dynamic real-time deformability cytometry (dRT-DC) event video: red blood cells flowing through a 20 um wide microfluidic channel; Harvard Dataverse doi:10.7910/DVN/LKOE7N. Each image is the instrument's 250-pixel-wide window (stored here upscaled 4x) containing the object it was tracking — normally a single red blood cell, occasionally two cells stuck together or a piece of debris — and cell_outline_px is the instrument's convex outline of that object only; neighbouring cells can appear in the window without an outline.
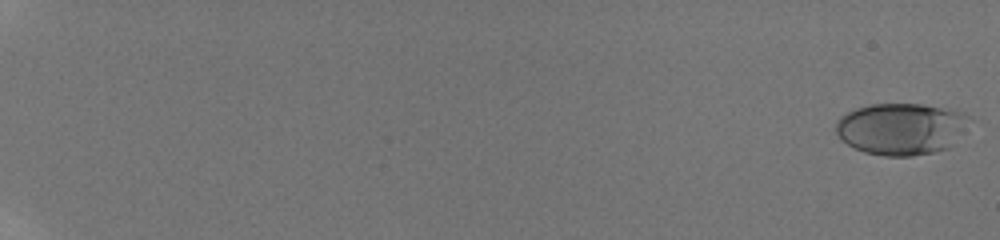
{"species": "human", "species_latin": "Homo sapiens", "temperature_condition": "room temperature", "stored_images_in_passage": 59, "camera_frame_rate_fps": 3000, "um_per_image_px": 0.085, "donor": {"sex": "male"}, "frame": {"image": 1, "passage_image": 1, "time_ms": 0.0, "image_size_px": [1000, 240], "cell_outline_px": [[972, 120], [952, 144], [948, 148], [936, 152], [912, 156], [884, 156], [864, 152], [848, 144], [836, 132], [836, 120], [840, 116], [856, 108], [872, 104], [924, 104], [956, 108], [964, 112]], "centroid_in_image_um": [76.65, 10.93], "position_along_channel_um": 8.3, "area_um2": 40.63}}
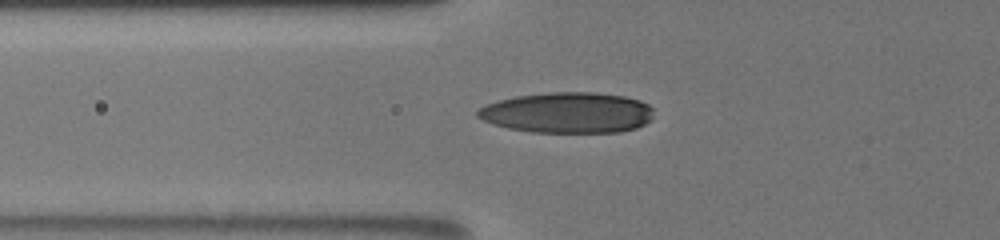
{"frame": {"image": 2, "passage_image": 26, "time_ms": 8.333, "image_size_px": [1000, 240], "cell_outline_px": [[652, 120], [636, 128], [620, 132], [532, 132], [508, 128], [484, 120], [476, 116], [476, 112], [484, 104], [516, 96], [548, 92], [596, 92], [624, 96], [640, 100], [648, 104], [652, 108]], "centroid_in_image_um": [48.27, 9.57], "position_along_channel_um": 77.5, "area_um2": 41.85}}
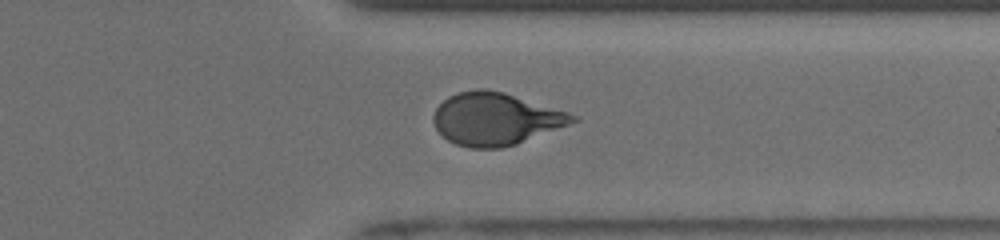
{"frame": {"image": 3, "passage_image": 49, "time_ms": 16.0, "image_size_px": [1000, 240], "cell_outline_px": [[580, 120], [516, 144], [500, 148], [468, 148], [456, 144], [448, 140], [436, 128], [432, 120], [432, 116], [436, 108], [448, 96], [460, 92], [476, 88], [484, 88], [504, 92], [568, 112], [580, 116]], "centroid_in_image_um": [42.12, 10.1], "position_along_channel_um": 369.3, "area_um2": 42.43}, "authors_computed_cell_mechanics": {"area_um2": 40.8068, "velocity_mm_per_s": 3.8441, "shape_relaxation_time_tau1_ms": 4.4003, "shape_relaxation_time_tau2_ms": 0.8786, "deformation_change_tau1": 0.1856, "deformation_change_tau2": 0.0644}}